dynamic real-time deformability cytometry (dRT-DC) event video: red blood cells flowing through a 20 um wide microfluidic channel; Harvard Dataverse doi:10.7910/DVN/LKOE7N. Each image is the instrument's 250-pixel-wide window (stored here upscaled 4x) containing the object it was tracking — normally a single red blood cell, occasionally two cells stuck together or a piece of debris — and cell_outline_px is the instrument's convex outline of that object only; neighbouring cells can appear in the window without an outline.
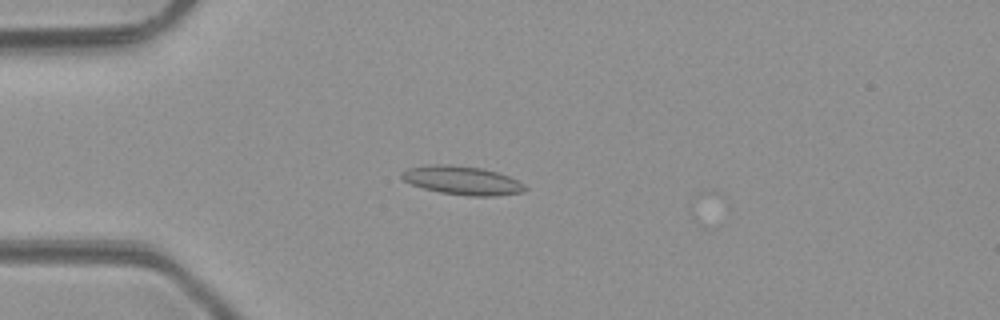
{"species": "common noctule bat (a hibernating species)", "species_latin": "Nyctalus noctula", "temperature_condition": "room temperature", "stored_images_in_passage": 4, "camera_frame_rate_fps": 3000, "um_per_image_px": 0.085, "animal": {"sex": "male", "body_mass_g": 23.1, "forearm_length_mm": 52.7}, "frame": {"image": 1, "passage_image": 3, "time_ms": 3.333, "image_size_px": [1000, 320], "cell_outline_px": [[528, 188], [520, 192], [496, 196], [468, 196], [440, 192], [424, 188], [412, 184], [404, 180], [400, 176], [400, 172], [408, 168], [436, 164], [444, 164], [480, 168], [496, 172], [508, 176], [524, 184]], "centroid_in_image_um": [39.27, 15.34], "position_along_channel_um": 45.7, "area_um2": 20.29}}